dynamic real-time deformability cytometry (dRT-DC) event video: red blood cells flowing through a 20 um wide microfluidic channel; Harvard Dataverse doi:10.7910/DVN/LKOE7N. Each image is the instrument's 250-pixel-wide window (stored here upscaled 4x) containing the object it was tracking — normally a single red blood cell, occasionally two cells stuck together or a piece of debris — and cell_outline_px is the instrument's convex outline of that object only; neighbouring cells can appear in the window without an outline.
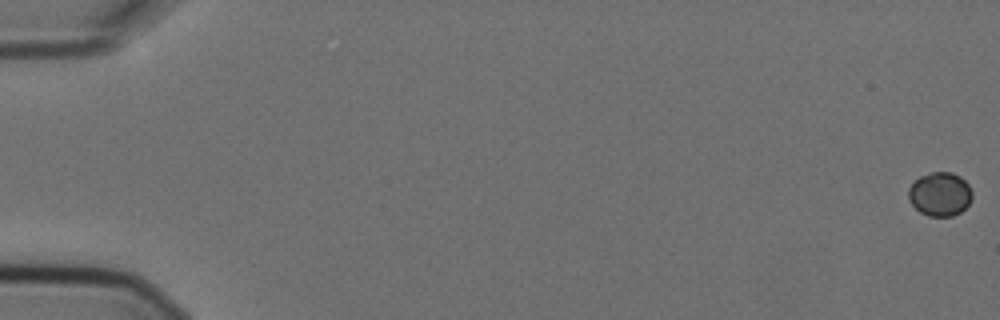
{"species": "Egyptian fruit bat (a non-hibernating species)", "species_latin": "Rousettus aegyptiacus", "temperature_condition": "cold", "stored_images_in_passage": 3, "camera_frame_rate_fps": 3000, "um_per_image_px": 0.085, "animal": {"sex": "female"}, "frame": {"image": 1, "passage_image": 1, "time_ms": 0.0, "image_size_px": [1000, 320], "cell_outline_px": [[972, 200], [960, 212], [952, 216], [928, 216], [920, 212], [908, 200], [908, 188], [920, 176], [932, 172], [952, 172], [960, 176], [968, 184], [972, 192]], "centroid_in_image_um": [79.89, 16.5], "position_along_channel_um": 5.1, "area_um2": 16.3}}